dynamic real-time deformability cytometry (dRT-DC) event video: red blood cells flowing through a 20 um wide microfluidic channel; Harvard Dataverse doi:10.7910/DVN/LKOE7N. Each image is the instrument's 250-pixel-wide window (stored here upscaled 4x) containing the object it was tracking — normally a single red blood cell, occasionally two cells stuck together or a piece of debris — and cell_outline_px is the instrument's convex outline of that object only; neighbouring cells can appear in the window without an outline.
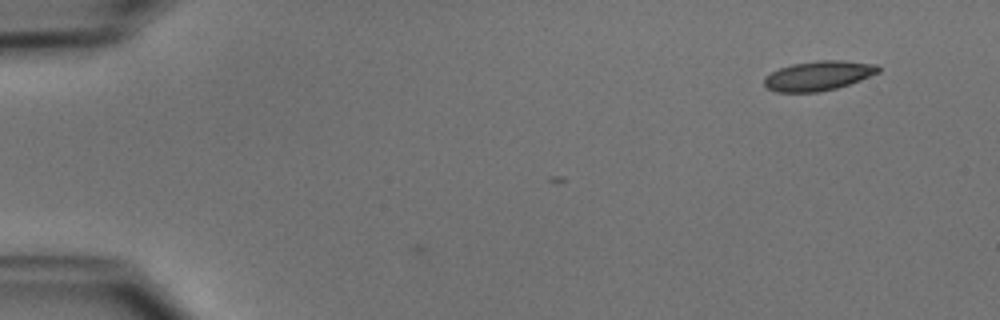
{"species": "common noctule bat (a hibernating species)", "species_latin": "Nyctalus noctula", "temperature_condition": "cold", "stored_images_in_passage": 16, "camera_frame_rate_fps": 3000, "um_per_image_px": 0.085, "animal": {"sex": "male", "body_mass_g": 15.6}, "frame": {"image": 1, "passage_image": 1, "time_ms": 0.0, "image_size_px": [1000, 320], "cell_outline_px": [[880, 72], [860, 80], [836, 88], [820, 92], [776, 92], [768, 88], [764, 84], [764, 76], [780, 68], [792, 64], [816, 60], [844, 60], [876, 64], [880, 68]], "centroid_in_image_um": [69.57, 6.43], "position_along_channel_um": 15.4, "area_um2": 19.71}}
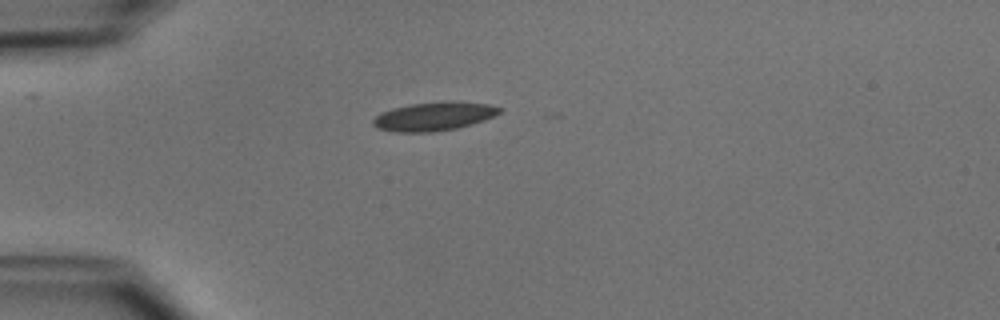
{"frame": {"image": 2, "passage_image": 11, "time_ms": 3.333, "image_size_px": [1000, 320], "cell_outline_px": [[500, 112], [484, 120], [472, 124], [456, 128], [432, 132], [392, 132], [376, 128], [372, 124], [372, 120], [380, 112], [392, 108], [408, 104], [444, 100], [452, 100], [488, 104], [500, 108]], "centroid_in_image_um": [36.82, 9.88], "position_along_channel_um": 48.2, "area_um2": 21.39}}